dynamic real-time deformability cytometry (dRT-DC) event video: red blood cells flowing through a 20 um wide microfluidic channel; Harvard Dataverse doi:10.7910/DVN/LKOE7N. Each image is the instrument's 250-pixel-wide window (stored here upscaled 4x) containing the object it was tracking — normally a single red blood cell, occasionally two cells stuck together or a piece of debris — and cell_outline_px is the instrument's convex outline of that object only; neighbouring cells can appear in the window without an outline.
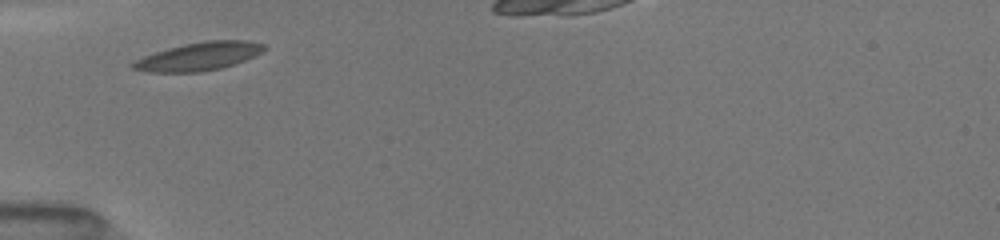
{"species": "common noctule bat (a hibernating species)", "species_latin": "Nyctalus noctula", "temperature_condition": "room temperature", "stored_images_in_passage": 29, "camera_frame_rate_fps": 3000, "um_per_image_px": 0.085, "animal": {"sex": "female", "body_mass_g": 19.5, "forearm_length_mm": 54.1}, "frame": {"image": 1, "passage_image": 1, "time_ms": 0.0, "image_size_px": [1000, 240], "cell_outline_px": [[264, 48], [260, 52], [244, 60], [220, 68], [200, 72], [148, 72], [132, 68], [128, 64], [144, 56], [168, 48], [184, 44], [208, 40], [248, 40], [264, 44]], "centroid_in_image_um": [16.85, 4.79], "position_along_channel_um": 68.1, "area_um2": 21.21}}
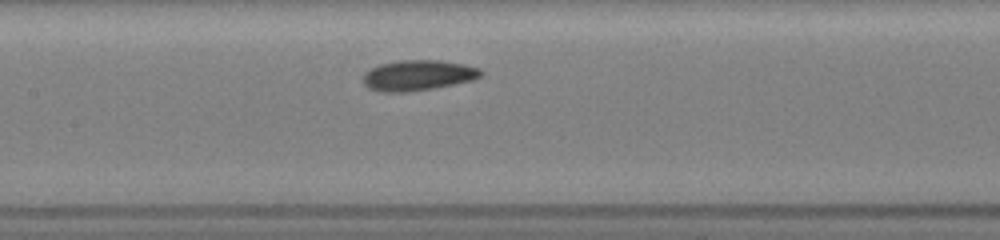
{"frame": {"image": 2, "passage_image": 10, "time_ms": 2.667, "image_size_px": [1000, 240], "cell_outline_px": [[484, 72], [480, 76], [472, 80], [432, 88], [408, 92], [380, 92], [368, 88], [364, 84], [364, 72], [380, 64], [400, 60], [440, 60], [464, 64], [480, 68]], "centroid_in_image_um": [35.52, 6.4], "position_along_channel_um": 171.9, "area_um2": 20.87}}
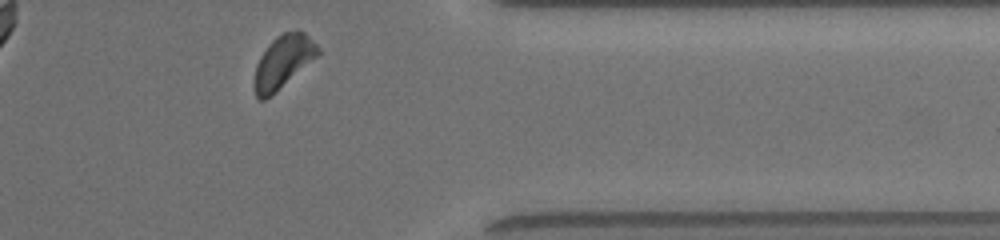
{"frame": {"image": 3, "passage_image": 29, "time_ms": 8.333, "image_size_px": [1000, 240], "cell_outline_px": [[320, 52], [316, 56], [264, 100], [260, 100], [256, 96], [256, 64], [260, 56], [268, 44], [276, 36], [284, 32], [296, 28], [304, 32], [320, 48]], "centroid_in_image_um": [24.07, 5.15], "position_along_channel_um": 387.3, "area_um2": 18.73}, "authors_computed_cell_mechanics": {"area_um2": 19.7676, "velocity_mm_per_s": 3.9681, "shape_relaxation_time_tau1_ms": 1.9726, "shape_relaxation_time_tau2_ms": 3.9278, "deformation_change_tau1": 0.0883, "deformation_change_tau2": 0.0951}}